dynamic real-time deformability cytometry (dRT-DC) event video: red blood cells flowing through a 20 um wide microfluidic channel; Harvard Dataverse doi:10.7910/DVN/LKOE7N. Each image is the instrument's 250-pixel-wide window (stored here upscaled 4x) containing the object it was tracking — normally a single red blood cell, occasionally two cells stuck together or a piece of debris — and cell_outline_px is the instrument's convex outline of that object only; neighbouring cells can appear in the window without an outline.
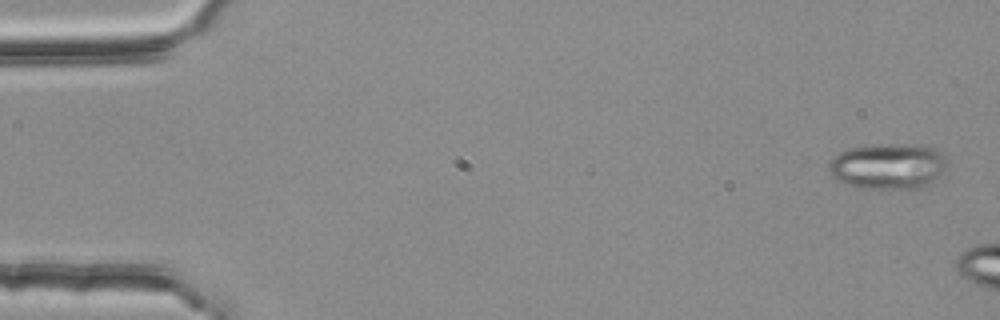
{"species": "common noctule bat (a hibernating species)", "species_latin": "Nyctalus noctula", "temperature_condition": "room temperature", "stored_images_in_passage": 5, "camera_frame_rate_fps": 3000, "um_per_image_px": 0.085, "animal": {"sex": "female", "body_mass_g": 25.1}, "frame": {"image": 1, "passage_image": 1, "time_ms": 0.0, "image_size_px": [1000, 320], "cell_outline_px": [[948, 164], [936, 176], [920, 188], [864, 188], [844, 184], [836, 180], [832, 176], [828, 168], [828, 164], [840, 152], [852, 148], [876, 144], [932, 148], [944, 156], [948, 160]], "centroid_in_image_um": [75.41, 14.15], "position_along_channel_um": 9.6, "area_um2": 30.52}}